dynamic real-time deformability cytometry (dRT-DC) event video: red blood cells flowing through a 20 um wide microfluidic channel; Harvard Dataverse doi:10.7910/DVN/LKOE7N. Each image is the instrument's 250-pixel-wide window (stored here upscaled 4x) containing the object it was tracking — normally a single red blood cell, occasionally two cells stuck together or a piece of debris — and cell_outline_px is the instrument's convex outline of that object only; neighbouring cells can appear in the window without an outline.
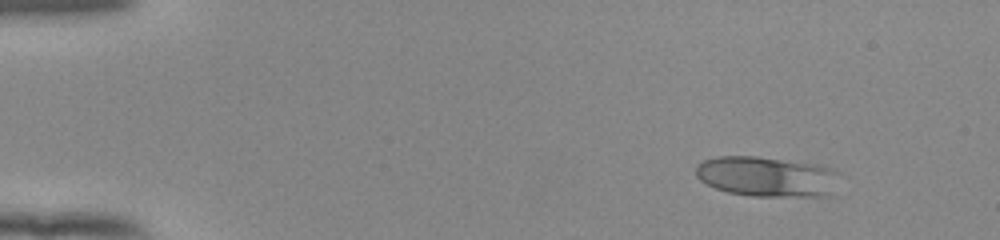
{"species": "human", "species_latin": "Homo sapiens", "temperature_condition": "room temperature", "stored_images_in_passage": 48, "camera_frame_rate_fps": 3000, "um_per_image_px": 0.085, "donor": {"sex": "female"}, "frame": {"image": 1, "passage_image": 1, "time_ms": 0.0, "image_size_px": [1000, 240], "cell_outline_px": [[836, 172], [832, 196], [752, 196], [728, 192], [716, 188], [700, 180], [696, 176], [696, 164], [704, 160], [716, 156], [756, 156], [820, 164], [832, 168]], "centroid_in_image_um": [65.16, 15.0], "position_along_channel_um": 19.8, "area_um2": 33.7}}
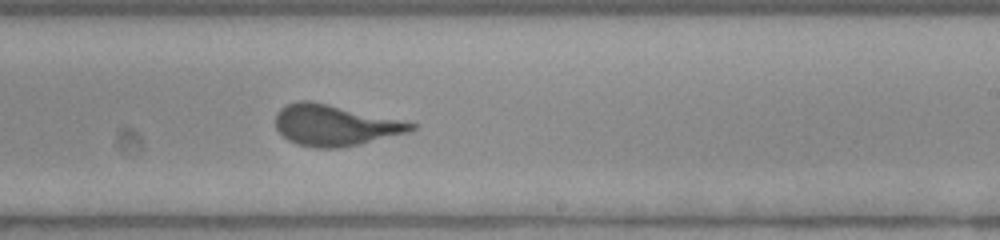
{"frame": {"image": 2, "passage_image": 28, "time_ms": 9.0, "image_size_px": [1000, 240], "cell_outline_px": [[416, 128], [408, 132], [360, 144], [340, 148], [316, 148], [296, 144], [288, 140], [276, 128], [276, 112], [280, 108], [288, 104], [300, 100], [312, 100], [400, 120], [416, 124]], "centroid_in_image_um": [28.42, 10.65], "position_along_channel_um": 260.6, "area_um2": 32.19}}
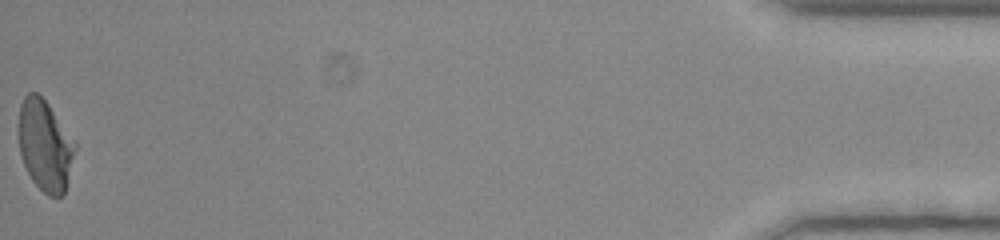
{"frame": {"image": 3, "passage_image": 48, "time_ms": 15.667, "image_size_px": [1000, 240], "cell_outline_px": [[76, 148], [64, 192], [60, 196], [48, 196], [32, 180], [24, 164], [20, 152], [16, 132], [16, 128], [20, 104], [24, 96], [28, 92], [36, 92], [48, 104], [76, 140]], "centroid_in_image_um": [3.79, 12.31], "position_along_channel_um": 431.4, "area_um2": 30.23}, "authors_computed_cell_mechanics": {"area_um2": 32.2813, "velocity_mm_per_s": 3.9246, "shape_relaxation_time_tau1_ms": 6.0177, "shape_relaxation_time_tau2_ms": null, "deformation_change_tau1": 0.1966, "deformation_change_tau2": null}}